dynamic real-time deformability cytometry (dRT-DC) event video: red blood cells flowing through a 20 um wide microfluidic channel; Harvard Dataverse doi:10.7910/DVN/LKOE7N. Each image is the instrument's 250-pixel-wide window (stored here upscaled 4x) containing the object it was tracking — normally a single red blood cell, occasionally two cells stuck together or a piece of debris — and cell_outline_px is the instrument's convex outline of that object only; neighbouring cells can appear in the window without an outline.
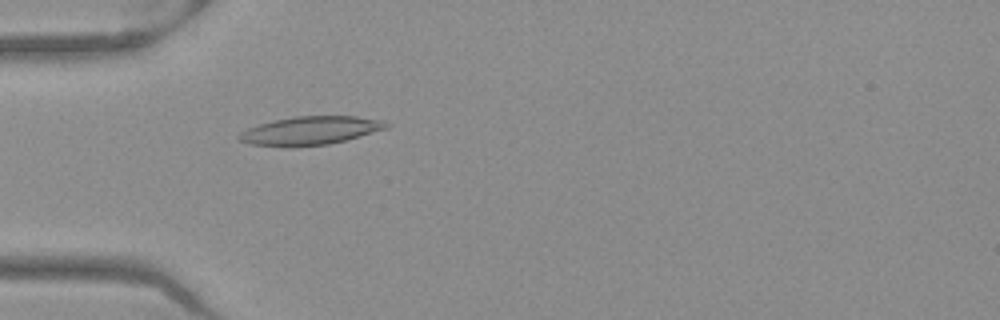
{"species": "Egyptian fruit bat (a non-hibernating species)", "species_latin": "Rousettus aegyptiacus", "temperature_condition": "warm", "stored_images_in_passage": 52, "camera_frame_rate_fps": 3000, "um_per_image_px": 0.085, "frame": {"image": 1, "passage_image": 16, "time_ms": 5.0, "image_size_px": [1000, 320], "cell_outline_px": [[392, 124], [388, 128], [348, 140], [328, 144], [252, 144], [240, 140], [236, 136], [240, 132], [248, 128], [260, 124], [276, 120], [296, 116], [356, 116], [384, 120]], "centroid_in_image_um": [26.51, 11.06], "position_along_channel_um": 58.5, "area_um2": 23.58}}
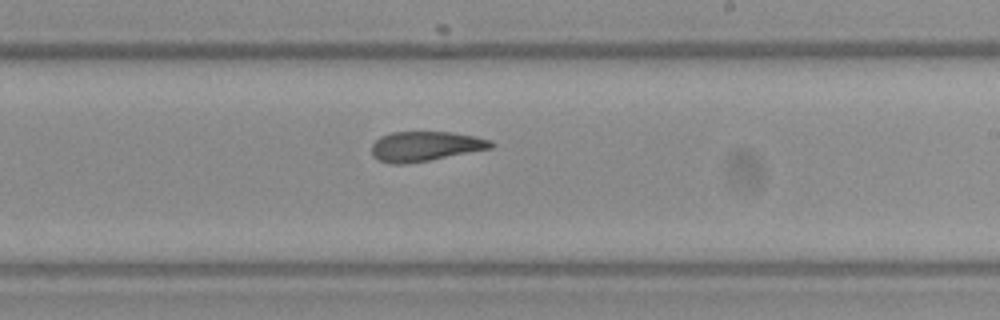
{"frame": {"image": 2, "passage_image": 31, "time_ms": 10.0, "image_size_px": [1000, 320], "cell_outline_px": [[496, 144], [492, 148], [428, 160], [404, 164], [392, 164], [376, 160], [372, 156], [372, 144], [380, 136], [392, 132], [452, 132], [476, 136], [492, 140]], "centroid_in_image_um": [36.15, 12.43], "position_along_channel_um": 252.9, "area_um2": 20.81}}
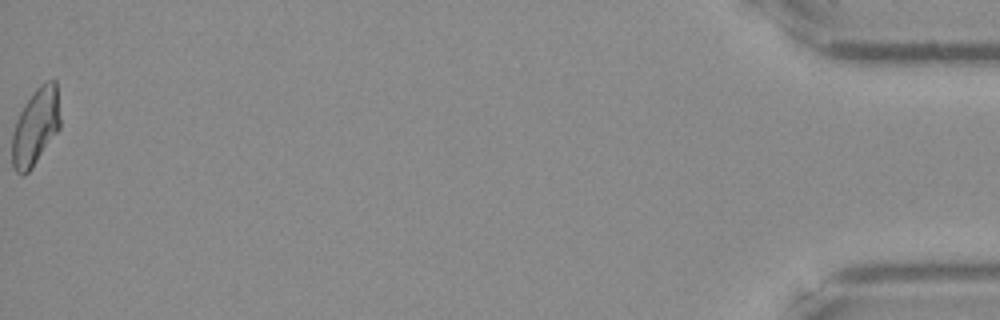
{"frame": {"image": 3, "passage_image": 52, "time_ms": 17.0, "image_size_px": [1000, 320], "cell_outline_px": [[60, 128], [32, 168], [24, 176], [20, 176], [16, 172], [12, 164], [12, 132], [16, 120], [24, 104], [36, 88], [44, 80], [56, 80], [60, 116]], "centroid_in_image_um": [3.02, 10.77], "position_along_channel_um": 432.2, "area_um2": 21.79}, "authors_computed_cell_mechanics": {"area_um2": 21.9062, "velocity_mm_per_s": 3.9641, "shape_relaxation_time_tau1_ms": null, "shape_relaxation_time_tau2_ms": 2.8283, "deformation_change_tau1": null, "deformation_change_tau2": 0.1164}}